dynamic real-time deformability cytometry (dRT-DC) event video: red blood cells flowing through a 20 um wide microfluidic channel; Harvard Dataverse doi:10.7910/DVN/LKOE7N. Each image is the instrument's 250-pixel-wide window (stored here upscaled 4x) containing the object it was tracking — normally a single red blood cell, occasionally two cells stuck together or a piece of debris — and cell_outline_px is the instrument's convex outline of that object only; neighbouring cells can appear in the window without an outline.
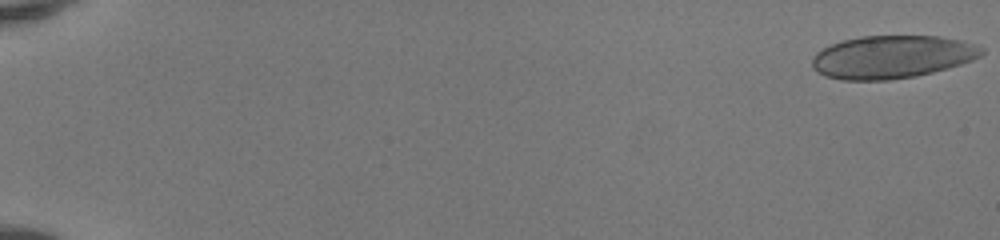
{"species": "human", "species_latin": "Homo sapiens", "temperature_condition": "room temperature", "stored_images_in_passage": 51, "camera_frame_rate_fps": 3000, "um_per_image_px": 0.085, "donor": {"sex": "female"}, "frame": {"image": 1, "passage_image": 1, "time_ms": 0.0, "image_size_px": [1000, 240], "cell_outline_px": [[984, 52], [980, 56], [972, 60], [948, 68], [916, 76], [888, 80], [844, 80], [824, 76], [812, 68], [812, 56], [816, 52], [840, 40], [860, 36], [940, 36], [960, 40], [984, 48]], "centroid_in_image_um": [75.79, 4.84], "position_along_channel_um": 9.2, "area_um2": 42.43}}
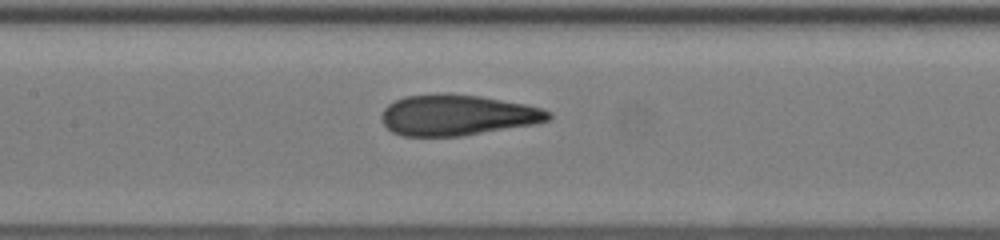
{"frame": {"image": 2, "passage_image": 27, "time_ms": 8.667, "image_size_px": [1000, 240], "cell_outline_px": [[552, 116], [548, 120], [532, 124], [460, 136], [404, 136], [392, 132], [384, 124], [380, 116], [384, 108], [388, 104], [404, 96], [444, 92], [480, 96], [524, 104], [540, 108], [552, 112]], "centroid_in_image_um": [38.82, 9.77], "position_along_channel_um": 168.6, "area_um2": 39.59}}
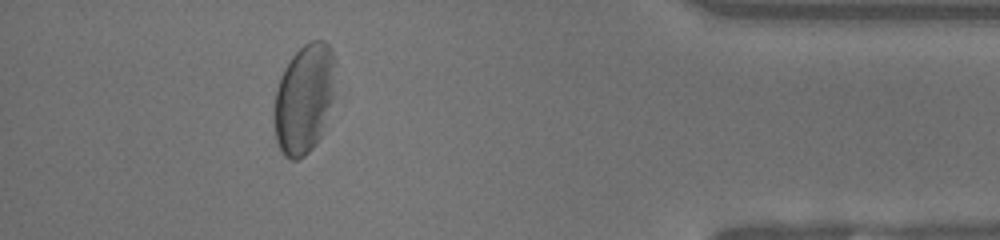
{"frame": {"image": 3, "passage_image": 47, "time_ms": 15.333, "image_size_px": [1000, 240], "cell_outline_px": [[332, 100], [324, 132], [316, 144], [304, 156], [296, 160], [292, 160], [284, 156], [276, 140], [276, 88], [284, 68], [292, 56], [304, 44], [312, 40], [324, 40], [332, 48]], "centroid_in_image_um": [25.85, 8.42], "position_along_channel_um": 409.3, "area_um2": 38.26}, "authors_computed_cell_mechanics": {"area_um2": 40.8646, "velocity_mm_per_s": 4.1414, "shape_relaxation_time_tau1_ms": 5.6629, "shape_relaxation_time_tau2_ms": 0.9156, "deformation_change_tau1": 0.1927, "deformation_change_tau2": 0.0778}}